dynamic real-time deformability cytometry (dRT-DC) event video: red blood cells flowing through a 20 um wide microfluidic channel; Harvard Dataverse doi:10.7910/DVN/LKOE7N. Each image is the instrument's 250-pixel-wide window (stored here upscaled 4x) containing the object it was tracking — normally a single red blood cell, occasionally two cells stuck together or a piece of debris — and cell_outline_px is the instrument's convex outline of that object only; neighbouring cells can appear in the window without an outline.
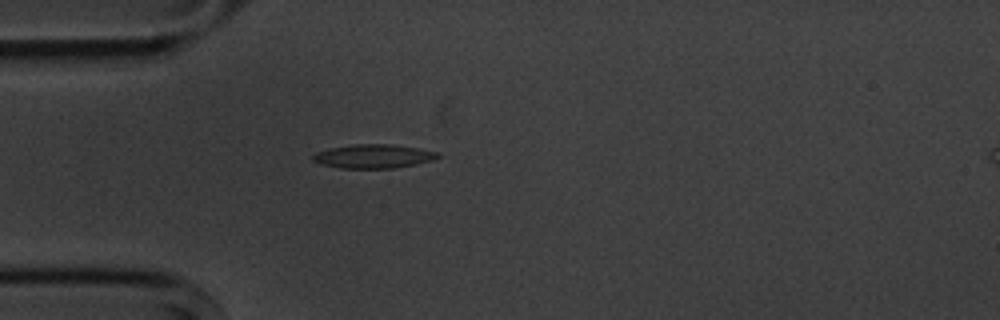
{"species": "common noctule bat (a hibernating species)", "species_latin": "Nyctalus noctula", "temperature_condition": "cold", "stored_images_in_passage": 1, "camera_frame_rate_fps": 3000, "um_per_image_px": 0.085, "animal": {"sex": "male", "body_mass_g": 20.1, "forearm_length_mm": 53.5}, "frame": {"image": 1, "passage_image": 1, "time_ms": 0.0, "image_size_px": [1000, 320], "cell_outline_px": [[440, 156], [432, 160], [416, 164], [392, 168], [340, 168], [320, 164], [312, 160], [312, 156], [316, 152], [332, 148], [356, 144], [392, 144], [416, 148], [436, 152]], "centroid_in_image_um": [31.71, 13.29], "position_along_channel_um": 53.3, "area_um2": 17.11}}